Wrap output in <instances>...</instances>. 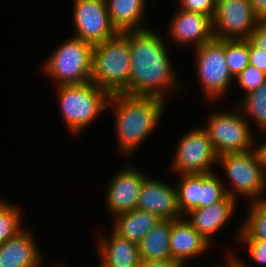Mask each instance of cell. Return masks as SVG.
<instances>
[{
    "label": "cell",
    "mask_w": 266,
    "mask_h": 267,
    "mask_svg": "<svg viewBox=\"0 0 266 267\" xmlns=\"http://www.w3.org/2000/svg\"><path fill=\"white\" fill-rule=\"evenodd\" d=\"M127 41L131 51V72L124 94L155 96L166 100L167 91L180 89L166 39L158 32L145 28L127 31Z\"/></svg>",
    "instance_id": "6da1fadb"
},
{
    "label": "cell",
    "mask_w": 266,
    "mask_h": 267,
    "mask_svg": "<svg viewBox=\"0 0 266 267\" xmlns=\"http://www.w3.org/2000/svg\"><path fill=\"white\" fill-rule=\"evenodd\" d=\"M166 100L155 96L113 94L108 106L115 111L118 151L122 155L135 152L154 132L164 113Z\"/></svg>",
    "instance_id": "7a4b0ae2"
},
{
    "label": "cell",
    "mask_w": 266,
    "mask_h": 267,
    "mask_svg": "<svg viewBox=\"0 0 266 267\" xmlns=\"http://www.w3.org/2000/svg\"><path fill=\"white\" fill-rule=\"evenodd\" d=\"M130 57L127 31L93 45L91 82L110 95L123 93L129 86Z\"/></svg>",
    "instance_id": "3957f363"
},
{
    "label": "cell",
    "mask_w": 266,
    "mask_h": 267,
    "mask_svg": "<svg viewBox=\"0 0 266 267\" xmlns=\"http://www.w3.org/2000/svg\"><path fill=\"white\" fill-rule=\"evenodd\" d=\"M56 87L61 115L74 135L83 132L108 108L111 95L91 81Z\"/></svg>",
    "instance_id": "277c9868"
},
{
    "label": "cell",
    "mask_w": 266,
    "mask_h": 267,
    "mask_svg": "<svg viewBox=\"0 0 266 267\" xmlns=\"http://www.w3.org/2000/svg\"><path fill=\"white\" fill-rule=\"evenodd\" d=\"M92 59L93 45L72 36L60 44L42 66L57 86L84 84L91 81Z\"/></svg>",
    "instance_id": "5b68a950"
},
{
    "label": "cell",
    "mask_w": 266,
    "mask_h": 267,
    "mask_svg": "<svg viewBox=\"0 0 266 267\" xmlns=\"http://www.w3.org/2000/svg\"><path fill=\"white\" fill-rule=\"evenodd\" d=\"M217 163L223 166L224 174L231 183L227 195L234 198L240 195L249 202L266 199V177L256 149L244 152H230L218 156Z\"/></svg>",
    "instance_id": "8992f818"
},
{
    "label": "cell",
    "mask_w": 266,
    "mask_h": 267,
    "mask_svg": "<svg viewBox=\"0 0 266 267\" xmlns=\"http://www.w3.org/2000/svg\"><path fill=\"white\" fill-rule=\"evenodd\" d=\"M203 128L211 140L216 154L244 152L254 149V133L249 122L236 106L231 111H218L210 114Z\"/></svg>",
    "instance_id": "52a82bcc"
},
{
    "label": "cell",
    "mask_w": 266,
    "mask_h": 267,
    "mask_svg": "<svg viewBox=\"0 0 266 267\" xmlns=\"http://www.w3.org/2000/svg\"><path fill=\"white\" fill-rule=\"evenodd\" d=\"M194 50L196 72L205 97L210 102L219 100L235 80L226 64L225 40L213 38Z\"/></svg>",
    "instance_id": "ba28073f"
},
{
    "label": "cell",
    "mask_w": 266,
    "mask_h": 267,
    "mask_svg": "<svg viewBox=\"0 0 266 267\" xmlns=\"http://www.w3.org/2000/svg\"><path fill=\"white\" fill-rule=\"evenodd\" d=\"M172 160V168L179 175L211 173L218 155L206 131L197 127L180 138Z\"/></svg>",
    "instance_id": "9c48e42d"
},
{
    "label": "cell",
    "mask_w": 266,
    "mask_h": 267,
    "mask_svg": "<svg viewBox=\"0 0 266 267\" xmlns=\"http://www.w3.org/2000/svg\"><path fill=\"white\" fill-rule=\"evenodd\" d=\"M73 4V37L95 45L119 33L110 20L106 0H74Z\"/></svg>",
    "instance_id": "30bf717a"
},
{
    "label": "cell",
    "mask_w": 266,
    "mask_h": 267,
    "mask_svg": "<svg viewBox=\"0 0 266 267\" xmlns=\"http://www.w3.org/2000/svg\"><path fill=\"white\" fill-rule=\"evenodd\" d=\"M212 21L214 38L219 40L249 39L261 22L249 0H217Z\"/></svg>",
    "instance_id": "8fae6325"
},
{
    "label": "cell",
    "mask_w": 266,
    "mask_h": 267,
    "mask_svg": "<svg viewBox=\"0 0 266 267\" xmlns=\"http://www.w3.org/2000/svg\"><path fill=\"white\" fill-rule=\"evenodd\" d=\"M146 175L131 165L115 172L106 187L104 198L108 213L114 217L137 209L142 183L148 177Z\"/></svg>",
    "instance_id": "7c38bea8"
},
{
    "label": "cell",
    "mask_w": 266,
    "mask_h": 267,
    "mask_svg": "<svg viewBox=\"0 0 266 267\" xmlns=\"http://www.w3.org/2000/svg\"><path fill=\"white\" fill-rule=\"evenodd\" d=\"M137 209L154 213L162 220L184 217L179 209L176 186L147 177L139 194Z\"/></svg>",
    "instance_id": "4fadbf2b"
},
{
    "label": "cell",
    "mask_w": 266,
    "mask_h": 267,
    "mask_svg": "<svg viewBox=\"0 0 266 267\" xmlns=\"http://www.w3.org/2000/svg\"><path fill=\"white\" fill-rule=\"evenodd\" d=\"M174 15L168 26V37L174 44H193L197 48L214 38L213 21L209 16L183 9H178Z\"/></svg>",
    "instance_id": "5bb4252c"
},
{
    "label": "cell",
    "mask_w": 266,
    "mask_h": 267,
    "mask_svg": "<svg viewBox=\"0 0 266 267\" xmlns=\"http://www.w3.org/2000/svg\"><path fill=\"white\" fill-rule=\"evenodd\" d=\"M43 260L35 237L25 228L0 245V267H42Z\"/></svg>",
    "instance_id": "9a60e30c"
},
{
    "label": "cell",
    "mask_w": 266,
    "mask_h": 267,
    "mask_svg": "<svg viewBox=\"0 0 266 267\" xmlns=\"http://www.w3.org/2000/svg\"><path fill=\"white\" fill-rule=\"evenodd\" d=\"M236 203L234 198L227 195L223 200L208 207L189 211L185 214L186 220L211 245L212 236L219 232L235 213Z\"/></svg>",
    "instance_id": "2e32d148"
},
{
    "label": "cell",
    "mask_w": 266,
    "mask_h": 267,
    "mask_svg": "<svg viewBox=\"0 0 266 267\" xmlns=\"http://www.w3.org/2000/svg\"><path fill=\"white\" fill-rule=\"evenodd\" d=\"M169 244L171 257L184 266L189 260L204 255L211 247L184 217L172 220Z\"/></svg>",
    "instance_id": "e0dca14e"
},
{
    "label": "cell",
    "mask_w": 266,
    "mask_h": 267,
    "mask_svg": "<svg viewBox=\"0 0 266 267\" xmlns=\"http://www.w3.org/2000/svg\"><path fill=\"white\" fill-rule=\"evenodd\" d=\"M97 239L100 267H137L139 244L121 238L113 231L108 236L99 235Z\"/></svg>",
    "instance_id": "ac0fdd59"
},
{
    "label": "cell",
    "mask_w": 266,
    "mask_h": 267,
    "mask_svg": "<svg viewBox=\"0 0 266 267\" xmlns=\"http://www.w3.org/2000/svg\"><path fill=\"white\" fill-rule=\"evenodd\" d=\"M113 232L121 238L139 244L143 237L162 219L154 213L133 209L113 217Z\"/></svg>",
    "instance_id": "d6986e66"
},
{
    "label": "cell",
    "mask_w": 266,
    "mask_h": 267,
    "mask_svg": "<svg viewBox=\"0 0 266 267\" xmlns=\"http://www.w3.org/2000/svg\"><path fill=\"white\" fill-rule=\"evenodd\" d=\"M146 3V0H106L110 20L117 31L147 28L141 23Z\"/></svg>",
    "instance_id": "ffe728a7"
},
{
    "label": "cell",
    "mask_w": 266,
    "mask_h": 267,
    "mask_svg": "<svg viewBox=\"0 0 266 267\" xmlns=\"http://www.w3.org/2000/svg\"><path fill=\"white\" fill-rule=\"evenodd\" d=\"M172 220H162L153 227L139 243L140 259L156 261L172 258L170 252V232Z\"/></svg>",
    "instance_id": "44dd1931"
},
{
    "label": "cell",
    "mask_w": 266,
    "mask_h": 267,
    "mask_svg": "<svg viewBox=\"0 0 266 267\" xmlns=\"http://www.w3.org/2000/svg\"><path fill=\"white\" fill-rule=\"evenodd\" d=\"M249 210L238 227L236 240L266 241V199L249 202Z\"/></svg>",
    "instance_id": "7402d4cb"
},
{
    "label": "cell",
    "mask_w": 266,
    "mask_h": 267,
    "mask_svg": "<svg viewBox=\"0 0 266 267\" xmlns=\"http://www.w3.org/2000/svg\"><path fill=\"white\" fill-rule=\"evenodd\" d=\"M243 96L237 107L244 117H250L247 121H255L254 124L258 125L261 134L266 132V79L258 89Z\"/></svg>",
    "instance_id": "603a6c76"
},
{
    "label": "cell",
    "mask_w": 266,
    "mask_h": 267,
    "mask_svg": "<svg viewBox=\"0 0 266 267\" xmlns=\"http://www.w3.org/2000/svg\"><path fill=\"white\" fill-rule=\"evenodd\" d=\"M176 185L178 205L181 214L185 217L189 211L199 208L202 188V173L181 174Z\"/></svg>",
    "instance_id": "cb8c5ba5"
},
{
    "label": "cell",
    "mask_w": 266,
    "mask_h": 267,
    "mask_svg": "<svg viewBox=\"0 0 266 267\" xmlns=\"http://www.w3.org/2000/svg\"><path fill=\"white\" fill-rule=\"evenodd\" d=\"M13 204L0 199V245L24 229L21 208Z\"/></svg>",
    "instance_id": "d4e9b609"
},
{
    "label": "cell",
    "mask_w": 266,
    "mask_h": 267,
    "mask_svg": "<svg viewBox=\"0 0 266 267\" xmlns=\"http://www.w3.org/2000/svg\"><path fill=\"white\" fill-rule=\"evenodd\" d=\"M225 59L231 75L235 78L249 65V40H225Z\"/></svg>",
    "instance_id": "484cf974"
},
{
    "label": "cell",
    "mask_w": 266,
    "mask_h": 267,
    "mask_svg": "<svg viewBox=\"0 0 266 267\" xmlns=\"http://www.w3.org/2000/svg\"><path fill=\"white\" fill-rule=\"evenodd\" d=\"M215 173H202L199 208L208 207L213 203L223 200L227 196L225 182Z\"/></svg>",
    "instance_id": "4316f807"
},
{
    "label": "cell",
    "mask_w": 266,
    "mask_h": 267,
    "mask_svg": "<svg viewBox=\"0 0 266 267\" xmlns=\"http://www.w3.org/2000/svg\"><path fill=\"white\" fill-rule=\"evenodd\" d=\"M265 79L266 74L250 64L235 77L237 84L245 91L244 95L258 89Z\"/></svg>",
    "instance_id": "83f0119b"
},
{
    "label": "cell",
    "mask_w": 266,
    "mask_h": 267,
    "mask_svg": "<svg viewBox=\"0 0 266 267\" xmlns=\"http://www.w3.org/2000/svg\"><path fill=\"white\" fill-rule=\"evenodd\" d=\"M179 8L186 11L201 13L212 20L216 12L217 0H179Z\"/></svg>",
    "instance_id": "f1b7e54d"
},
{
    "label": "cell",
    "mask_w": 266,
    "mask_h": 267,
    "mask_svg": "<svg viewBox=\"0 0 266 267\" xmlns=\"http://www.w3.org/2000/svg\"><path fill=\"white\" fill-rule=\"evenodd\" d=\"M248 248V256L254 264L266 266V241L265 240H238Z\"/></svg>",
    "instance_id": "f546056e"
},
{
    "label": "cell",
    "mask_w": 266,
    "mask_h": 267,
    "mask_svg": "<svg viewBox=\"0 0 266 267\" xmlns=\"http://www.w3.org/2000/svg\"><path fill=\"white\" fill-rule=\"evenodd\" d=\"M249 64L266 74V53L249 41Z\"/></svg>",
    "instance_id": "4dcf8cb0"
},
{
    "label": "cell",
    "mask_w": 266,
    "mask_h": 267,
    "mask_svg": "<svg viewBox=\"0 0 266 267\" xmlns=\"http://www.w3.org/2000/svg\"><path fill=\"white\" fill-rule=\"evenodd\" d=\"M255 47L262 49L266 53V21H261L248 39Z\"/></svg>",
    "instance_id": "1f68e13d"
},
{
    "label": "cell",
    "mask_w": 266,
    "mask_h": 267,
    "mask_svg": "<svg viewBox=\"0 0 266 267\" xmlns=\"http://www.w3.org/2000/svg\"><path fill=\"white\" fill-rule=\"evenodd\" d=\"M137 267H185V266L176 259L167 258L156 261L140 259Z\"/></svg>",
    "instance_id": "d6a6232c"
},
{
    "label": "cell",
    "mask_w": 266,
    "mask_h": 267,
    "mask_svg": "<svg viewBox=\"0 0 266 267\" xmlns=\"http://www.w3.org/2000/svg\"><path fill=\"white\" fill-rule=\"evenodd\" d=\"M253 12L260 21H266V0H249Z\"/></svg>",
    "instance_id": "836d02e7"
},
{
    "label": "cell",
    "mask_w": 266,
    "mask_h": 267,
    "mask_svg": "<svg viewBox=\"0 0 266 267\" xmlns=\"http://www.w3.org/2000/svg\"><path fill=\"white\" fill-rule=\"evenodd\" d=\"M263 134L265 136L266 132H263ZM255 148L261 162L263 173L266 177V140L261 142V144L257 145Z\"/></svg>",
    "instance_id": "e575fe53"
},
{
    "label": "cell",
    "mask_w": 266,
    "mask_h": 267,
    "mask_svg": "<svg viewBox=\"0 0 266 267\" xmlns=\"http://www.w3.org/2000/svg\"><path fill=\"white\" fill-rule=\"evenodd\" d=\"M231 267H251V266L246 262L242 261V259L240 258L238 259V257L234 253H231Z\"/></svg>",
    "instance_id": "d590c367"
},
{
    "label": "cell",
    "mask_w": 266,
    "mask_h": 267,
    "mask_svg": "<svg viewBox=\"0 0 266 267\" xmlns=\"http://www.w3.org/2000/svg\"><path fill=\"white\" fill-rule=\"evenodd\" d=\"M230 255H228V258L226 260V265H214V266H211V267H231V252L229 253Z\"/></svg>",
    "instance_id": "8d00e7d4"
}]
</instances>
